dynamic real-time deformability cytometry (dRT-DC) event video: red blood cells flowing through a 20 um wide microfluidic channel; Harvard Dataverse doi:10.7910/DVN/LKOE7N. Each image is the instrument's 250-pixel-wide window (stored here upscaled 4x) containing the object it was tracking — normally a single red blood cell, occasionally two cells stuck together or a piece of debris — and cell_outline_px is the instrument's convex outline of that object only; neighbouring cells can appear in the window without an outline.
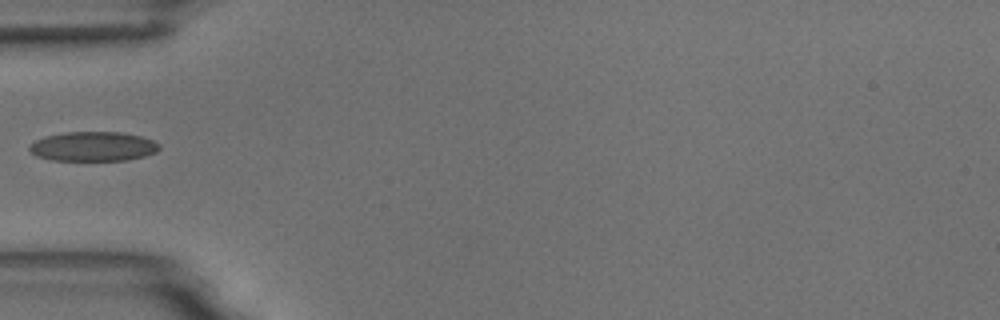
{"species": "common noctule bat (a hibernating species)", "species_latin": "Nyctalus noctula", "temperature_condition": "room temperature", "stored_images_in_passage": 1, "camera_frame_rate_fps": 3000, "um_per_image_px": 0.085, "animal": {"sex": "male", "body_mass_g": 18.8}, "frame": {"image": 1, "passage_image": 1, "time_ms": 0.0, "image_size_px": [1000, 320], "cell_outline_px": [[160, 148], [156, 152], [144, 156], [128, 160], [52, 160], [36, 156], [28, 148], [36, 140], [44, 136], [64, 132], [120, 132], [140, 136], [152, 140], [160, 144]], "centroid_in_image_um": [7.92, 12.44], "position_along_channel_um": 77.1, "area_um2": 22.25}}